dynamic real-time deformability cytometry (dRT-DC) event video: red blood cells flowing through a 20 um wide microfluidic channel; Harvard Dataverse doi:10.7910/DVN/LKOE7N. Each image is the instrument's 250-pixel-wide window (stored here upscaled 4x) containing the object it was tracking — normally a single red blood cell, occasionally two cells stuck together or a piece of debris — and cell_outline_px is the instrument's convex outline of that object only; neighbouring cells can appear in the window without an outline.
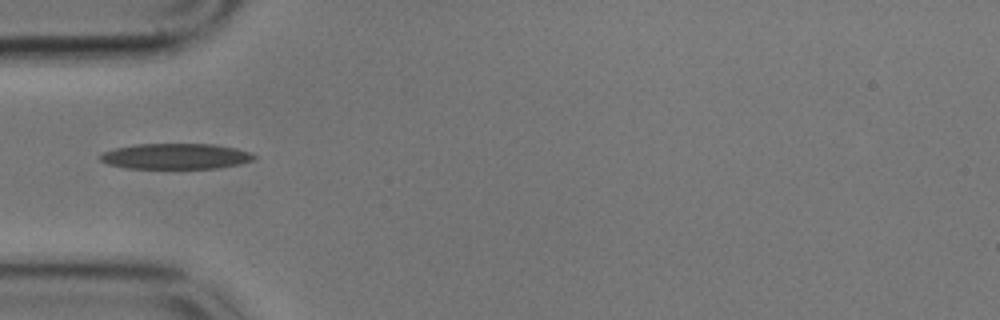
{"species": "common noctule bat (a hibernating species)", "species_latin": "Nyctalus noctula", "temperature_condition": "cold", "stored_images_in_passage": 41, "camera_frame_rate_fps": 3000, "um_per_image_px": 0.085, "animal": {"sex": "male", "body_mass_g": 17.9}, "frame": {"image": 1, "passage_image": 1, "time_ms": 0.0, "image_size_px": [1000, 320], "cell_outline_px": [[256, 156], [252, 160], [240, 164], [216, 168], [124, 168], [108, 164], [100, 160], [96, 156], [100, 152], [116, 148], [136, 144], [212, 144], [236, 148], [248, 152]], "centroid_in_image_um": [14.86, 13.28], "position_along_channel_um": 70.1, "area_um2": 23.0}}
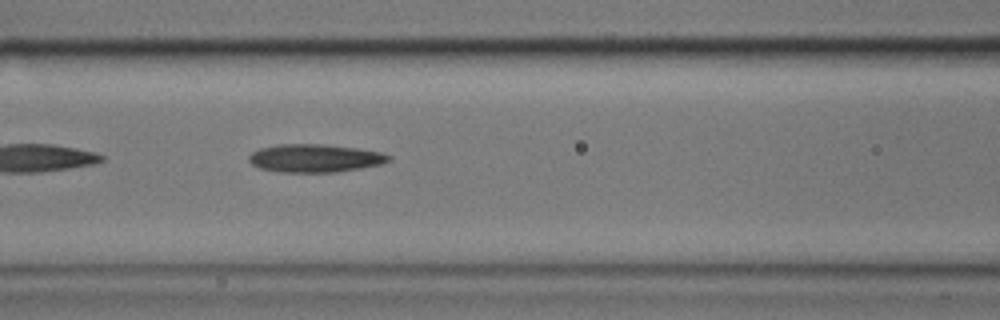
{"frame": {"image": 2, "passage_image": 7, "time_ms": 2.0, "image_size_px": [1000, 320], "cell_outline_px": [[392, 160], [380, 164], [360, 168], [336, 172], [280, 172], [260, 168], [252, 164], [248, 160], [248, 156], [252, 152], [260, 148], [280, 144], [324, 144], [360, 148], [380, 152], [392, 156]], "centroid_in_image_um": [26.78, 13.44], "position_along_channel_um": 139.8, "area_um2": 22.95}}
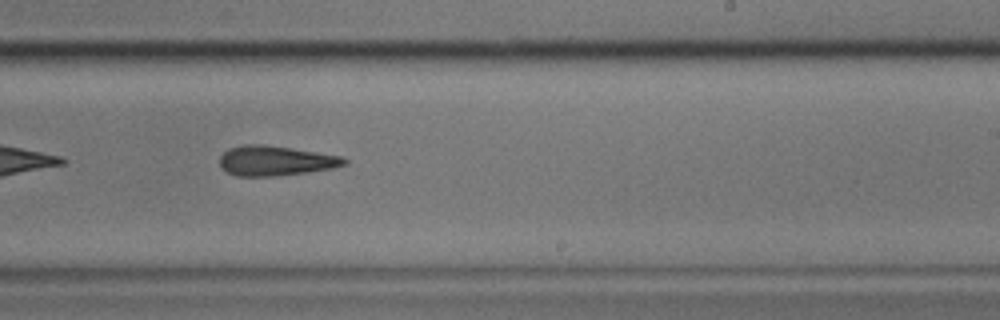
{"frame": {"image": 3, "passage_image": 18, "time_ms": 5.667, "image_size_px": [1000, 320], "cell_outline_px": [[348, 164], [332, 168], [304, 172], [272, 176], [236, 176], [220, 168], [220, 156], [228, 148], [244, 144], [264, 144], [292, 148], [340, 156], [348, 160]], "centroid_in_image_um": [23.38, 13.65], "position_along_channel_um": 265.6, "area_um2": 21.62}, "authors_computed_cell_mechanics": {"area_um2": 22.4264, "velocity_mm_per_s": 3.4395, "shape_relaxation_time_tau1_ms": 7.9757, "shape_relaxation_time_tau2_ms": null, "deformation_change_tau1": 0.1405, "deformation_change_tau2": null}}